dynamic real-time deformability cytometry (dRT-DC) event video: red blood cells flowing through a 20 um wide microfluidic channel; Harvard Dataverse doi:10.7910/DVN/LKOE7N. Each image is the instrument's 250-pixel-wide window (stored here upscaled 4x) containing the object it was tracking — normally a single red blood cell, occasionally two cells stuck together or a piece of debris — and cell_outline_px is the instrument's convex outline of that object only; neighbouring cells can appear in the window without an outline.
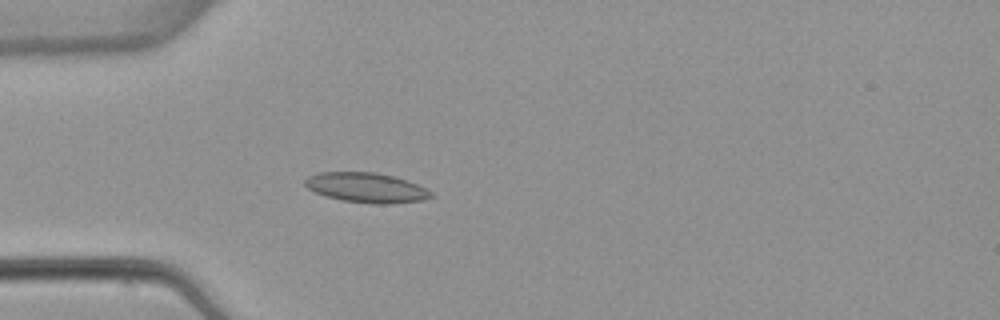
{"species": "common noctule bat (a hibernating species)", "species_latin": "Nyctalus noctula", "temperature_condition": "warm", "stored_images_in_passage": 4, "camera_frame_rate_fps": 3000, "um_per_image_px": 0.085, "animal": {"sex": "female", "body_mass_g": 22.7, "forearm_length_mm": 54.2}, "frame": {"image": 1, "passage_image": 4, "time_ms": 4.0, "image_size_px": [1000, 320], "cell_outline_px": [[436, 196], [420, 200], [388, 204], [372, 204], [340, 200], [324, 196], [308, 188], [304, 184], [304, 180], [308, 176], [320, 172], [376, 172], [392, 176], [416, 184], [432, 192]], "centroid_in_image_um": [31.11, 15.95], "position_along_channel_um": 53.9, "area_um2": 21.85}}